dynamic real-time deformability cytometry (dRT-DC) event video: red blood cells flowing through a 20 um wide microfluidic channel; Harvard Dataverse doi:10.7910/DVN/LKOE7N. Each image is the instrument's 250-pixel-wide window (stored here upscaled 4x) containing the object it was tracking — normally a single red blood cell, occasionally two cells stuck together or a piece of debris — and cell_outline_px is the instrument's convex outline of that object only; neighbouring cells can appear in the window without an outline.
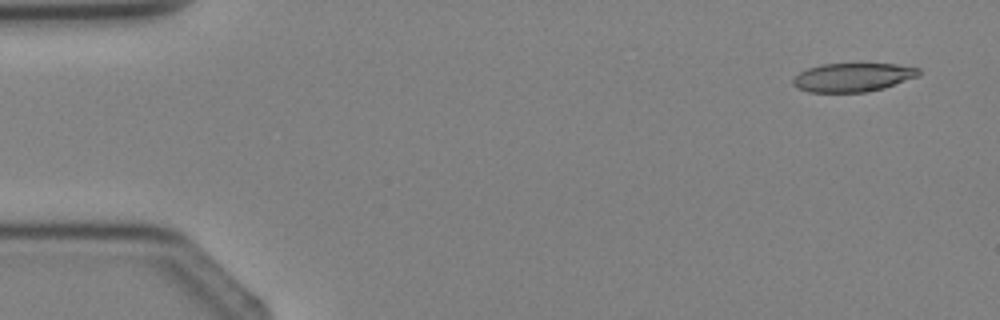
{"species": "Egyptian fruit bat (a non-hibernating species)", "species_latin": "Rousettus aegyptiacus", "temperature_condition": "cold", "stored_images_in_passage": 3, "camera_frame_rate_fps": 3000, "um_per_image_px": 0.085, "animal": {"sex": "female"}, "frame": {"image": 1, "passage_image": 1, "time_ms": 0.0, "image_size_px": [1000, 320], "cell_outline_px": [[920, 76], [884, 88], [864, 92], [808, 92], [792, 84], [792, 80], [800, 72], [808, 68], [820, 64], [896, 64], [920, 68]], "centroid_in_image_um": [72.52, 6.57], "position_along_channel_um": 12.5, "area_um2": 20.98}}